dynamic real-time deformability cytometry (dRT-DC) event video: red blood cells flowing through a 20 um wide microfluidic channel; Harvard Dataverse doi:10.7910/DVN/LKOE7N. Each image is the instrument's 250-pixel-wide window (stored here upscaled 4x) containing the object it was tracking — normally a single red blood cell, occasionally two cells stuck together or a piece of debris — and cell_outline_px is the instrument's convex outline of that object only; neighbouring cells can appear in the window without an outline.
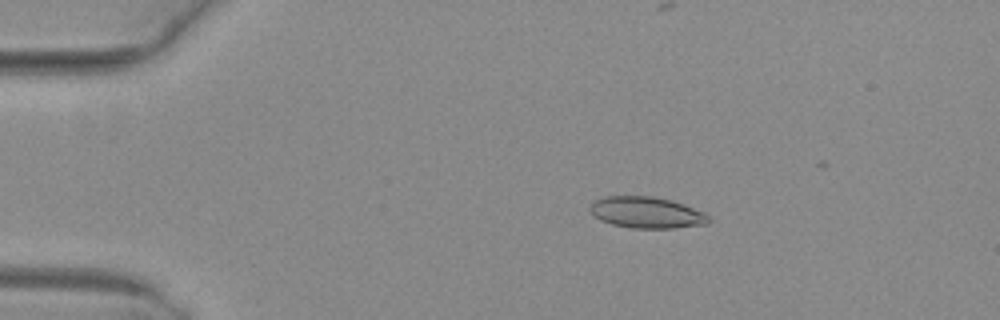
{"species": "common noctule bat (a hibernating species)", "species_latin": "Nyctalus noctula", "temperature_condition": "warm", "stored_images_in_passage": 48, "camera_frame_rate_fps": 3000, "um_per_image_px": 0.085, "animal": {"sex": "female", "body_mass_g": 29.2, "forearm_length_mm": 56.3}, "frame": {"image": 1, "passage_image": 10, "time_ms": 3.0, "image_size_px": [1000, 320], "cell_outline_px": [[712, 220], [708, 224], [676, 228], [632, 228], [612, 224], [600, 220], [592, 216], [588, 208], [596, 200], [604, 196], [652, 196], [668, 200], [704, 212]], "centroid_in_image_um": [54.93, 18.08], "position_along_channel_um": 30.1, "area_um2": 21.62}}
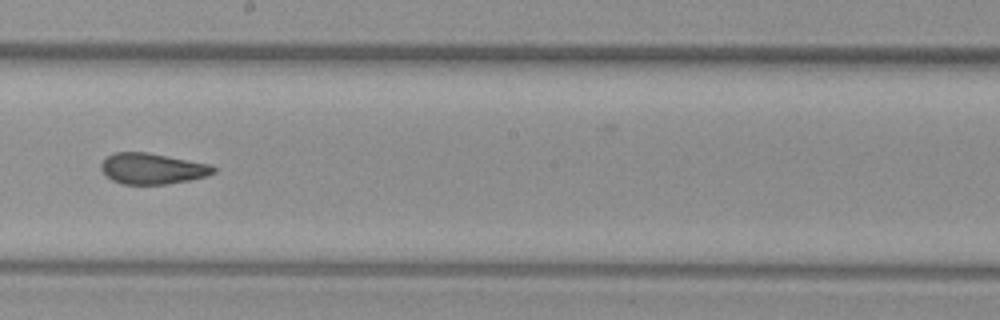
{"frame": {"image": 2, "passage_image": 30, "time_ms": 9.667, "image_size_px": [1000, 320], "cell_outline_px": [[216, 172], [208, 176], [168, 184], [120, 184], [112, 180], [100, 168], [100, 164], [108, 156], [116, 152], [148, 152], [208, 164], [216, 168]], "centroid_in_image_um": [12.95, 14.34], "position_along_channel_um": 235.3, "area_um2": 20.11}}
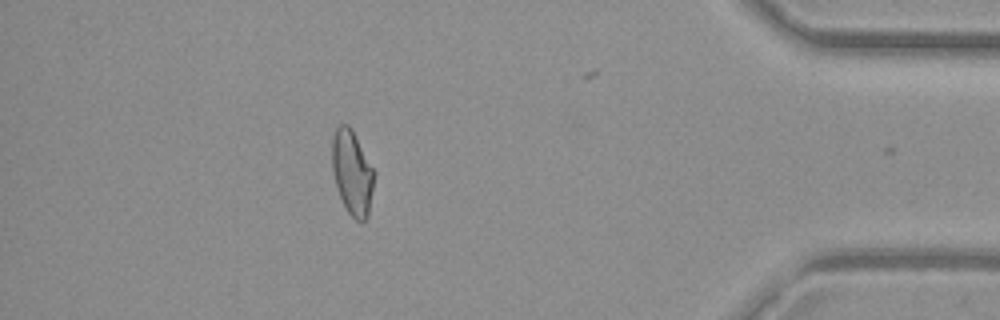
{"frame": {"image": 3, "passage_image": 46, "time_ms": 15.0, "image_size_px": [1000, 320], "cell_outline_px": [[376, 172], [368, 216], [364, 220], [356, 220], [348, 212], [340, 196], [336, 184], [332, 168], [332, 136], [336, 128], [340, 124], [348, 124], [352, 128]], "centroid_in_image_um": [29.95, 14.62], "position_along_channel_um": 405.2, "area_um2": 20.81}, "authors_computed_cell_mechanics": {"area_um2": 20.8658, "velocity_mm_per_s": 4.0418, "shape_relaxation_time_tau1_ms": null, "shape_relaxation_time_tau2_ms": 1.4877, "deformation_change_tau1": null, "deformation_change_tau2": 0.065}}